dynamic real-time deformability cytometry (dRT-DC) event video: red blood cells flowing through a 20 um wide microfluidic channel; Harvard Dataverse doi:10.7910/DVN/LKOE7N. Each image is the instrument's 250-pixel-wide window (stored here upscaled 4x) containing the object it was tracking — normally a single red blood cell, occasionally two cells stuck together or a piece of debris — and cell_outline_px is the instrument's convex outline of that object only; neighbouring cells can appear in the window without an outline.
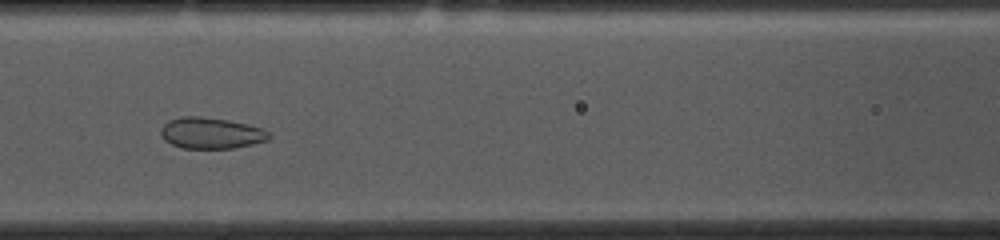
{"species": "common noctule bat (a hibernating species)", "species_latin": "Nyctalus noctula", "temperature_condition": "cold", "stored_images_in_passage": 49, "camera_frame_rate_fps": 3000, "um_per_image_px": 0.085, "animal": {"sex": "female", "body_mass_g": 10.0, "forearm_length_mm": 53.1}, "frame": {"image": 1, "passage_image": 18, "time_ms": 5.667, "image_size_px": [1000, 240], "cell_outline_px": [[272, 136], [268, 140], [252, 144], [232, 148], [184, 148], [172, 144], [164, 140], [160, 132], [160, 128], [168, 120], [180, 116], [200, 116], [228, 120], [248, 124], [260, 128], [268, 132]], "centroid_in_image_um": [17.92, 11.3], "position_along_channel_um": 148.7, "area_um2": 19.65}}
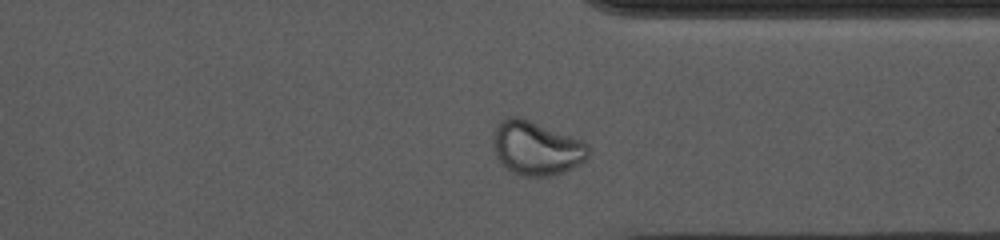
{"frame": {"image": 2, "passage_image": 36, "time_ms": 11.667, "image_size_px": [1000, 240], "cell_outline_px": [[588, 156], [580, 164], [564, 172], [548, 176], [520, 176], [504, 168], [496, 156], [492, 140], [496, 124], [500, 120], [508, 116], [516, 116], [528, 120], [580, 140], [588, 144]], "centroid_in_image_um": [45.53, 12.61], "position_along_channel_um": 365.9, "area_um2": 29.77}}
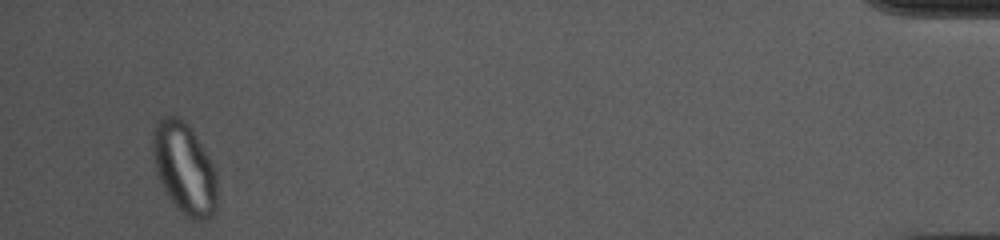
{"frame": {"image": 3, "passage_image": 47, "time_ms": 15.333, "image_size_px": [1000, 240], "cell_outline_px": [[216, 212], [208, 220], [192, 220], [176, 208], [168, 196], [156, 172], [152, 144], [152, 140], [156, 124], [160, 116], [180, 116], [192, 128], [216, 168]], "centroid_in_image_um": [15.7, 14.3], "position_along_channel_um": 419.5, "area_um2": 34.56}}